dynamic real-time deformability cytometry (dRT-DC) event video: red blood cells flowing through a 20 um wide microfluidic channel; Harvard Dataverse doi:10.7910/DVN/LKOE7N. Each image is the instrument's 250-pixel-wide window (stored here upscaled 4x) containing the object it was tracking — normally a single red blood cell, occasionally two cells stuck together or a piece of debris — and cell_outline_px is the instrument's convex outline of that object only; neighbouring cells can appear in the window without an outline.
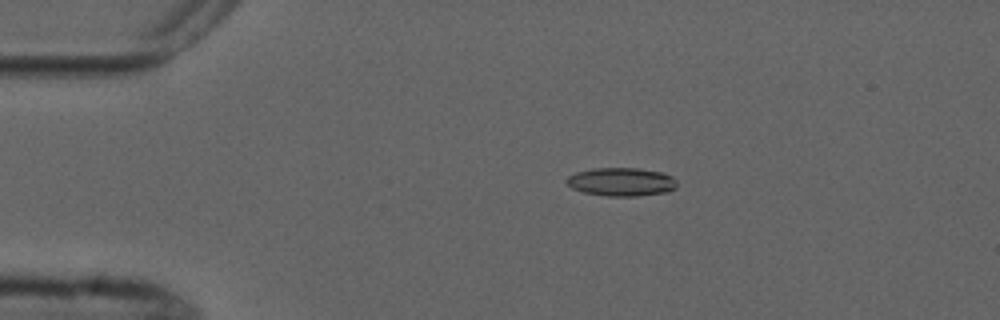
{"species": "common noctule bat (a hibernating species)", "species_latin": "Nyctalus noctula", "temperature_condition": "cold", "stored_images_in_passage": 5, "camera_frame_rate_fps": 3000, "um_per_image_px": 0.085, "animal": {"sex": "male", "forearm_length_mm": 52.5}, "frame": {"image": 1, "passage_image": 3, "time_ms": 2.333, "image_size_px": [1000, 320], "cell_outline_px": [[676, 188], [668, 192], [636, 196], [608, 196], [584, 192], [572, 188], [564, 180], [568, 176], [576, 172], [592, 168], [636, 168], [664, 172], [672, 176], [676, 180]], "centroid_in_image_um": [52.83, 15.45], "position_along_channel_um": 32.2, "area_um2": 18.38}}
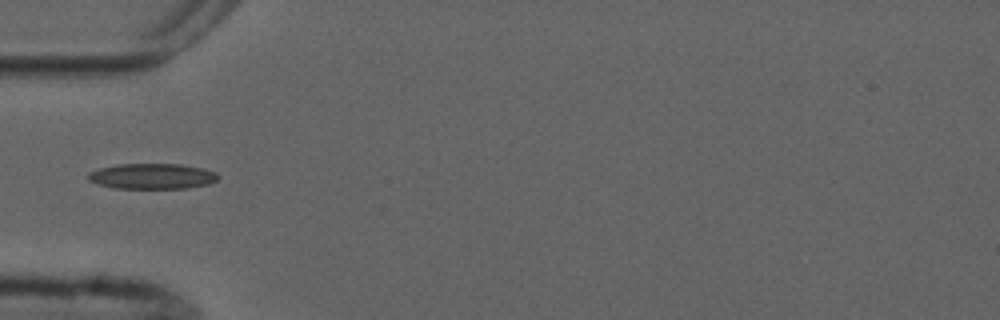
{"frame": {"image": 2, "passage_image": 5, "time_ms": 4.667, "image_size_px": [1000, 320], "cell_outline_px": [[220, 176], [216, 180], [208, 184], [188, 188], [112, 188], [96, 184], [88, 180], [88, 172], [100, 168], [120, 164], [180, 164], [204, 168], [216, 172]], "centroid_in_image_um": [12.93, 14.98], "position_along_channel_um": 72.1, "area_um2": 19.42}}